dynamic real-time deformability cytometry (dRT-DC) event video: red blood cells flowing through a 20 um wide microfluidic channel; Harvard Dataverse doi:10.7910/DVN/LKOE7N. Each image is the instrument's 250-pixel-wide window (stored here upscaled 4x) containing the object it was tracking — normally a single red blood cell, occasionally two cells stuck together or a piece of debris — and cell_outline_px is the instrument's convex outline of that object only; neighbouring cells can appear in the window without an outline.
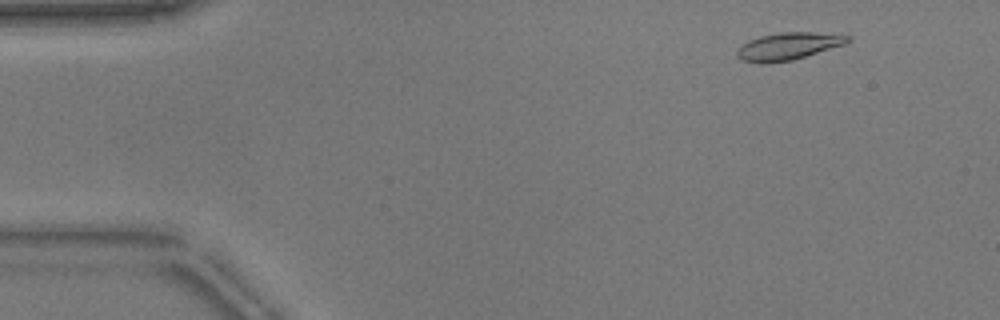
{"species": "common noctule bat (a hibernating species)", "species_latin": "Nyctalus noctula", "temperature_condition": "warm", "stored_images_in_passage": 15, "camera_frame_rate_fps": 3000, "um_per_image_px": 0.085, "animal": {"sex": "male", "body_mass_g": 17.9}, "frame": {"image": 1, "passage_image": 3, "time_ms": 0.667, "image_size_px": [1000, 320], "cell_outline_px": [[852, 40], [844, 44], [792, 60], [760, 64], [740, 60], [736, 56], [736, 52], [748, 40], [760, 36], [780, 32], [812, 32], [852, 36]], "centroid_in_image_um": [66.97, 3.93], "position_along_channel_um": 18.0, "area_um2": 17.51}}
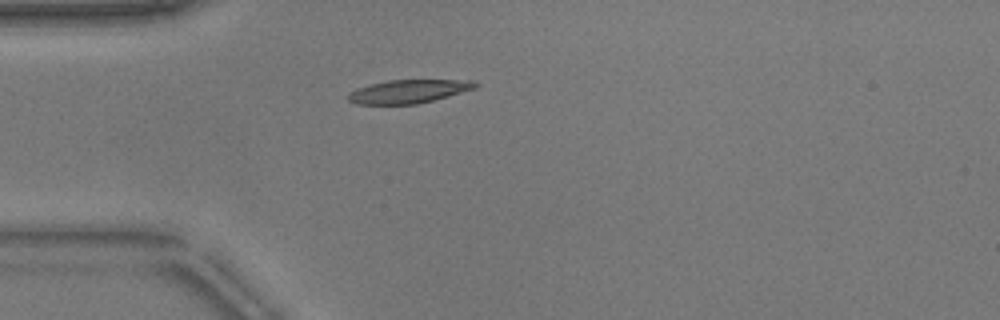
{"frame": {"image": 2, "passage_image": 12, "time_ms": 3.667, "image_size_px": [1000, 320], "cell_outline_px": [[480, 84], [476, 88], [432, 100], [416, 104], [356, 104], [348, 100], [348, 96], [356, 88], [388, 80], [476, 80]], "centroid_in_image_um": [34.76, 7.76], "position_along_channel_um": 50.2, "area_um2": 17.17}}